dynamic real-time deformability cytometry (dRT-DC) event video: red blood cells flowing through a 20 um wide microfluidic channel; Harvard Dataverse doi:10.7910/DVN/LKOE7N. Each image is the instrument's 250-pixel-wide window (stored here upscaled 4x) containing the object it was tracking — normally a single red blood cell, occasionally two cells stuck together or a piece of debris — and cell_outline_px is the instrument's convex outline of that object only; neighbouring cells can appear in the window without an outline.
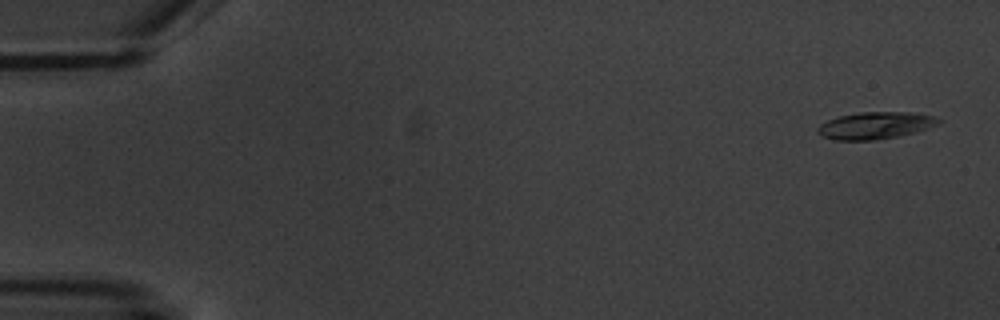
{"species": "common noctule bat (a hibernating species)", "species_latin": "Nyctalus noctula", "temperature_condition": "warm", "stored_images_in_passage": 2, "camera_frame_rate_fps": 3000, "um_per_image_px": 0.085, "animal": {"sex": "male", "body_mass_g": 20.1, "forearm_length_mm": 53.5}, "frame": {"image": 1, "passage_image": 1, "time_ms": 0.0, "image_size_px": [1000, 320], "cell_outline_px": [[940, 124], [916, 132], [876, 140], [832, 140], [820, 136], [816, 132], [816, 128], [820, 124], [828, 120], [840, 116], [860, 112], [912, 112], [932, 116], [940, 120]], "centroid_in_image_um": [74.36, 10.67], "position_along_channel_um": 10.6, "area_um2": 19.07}}